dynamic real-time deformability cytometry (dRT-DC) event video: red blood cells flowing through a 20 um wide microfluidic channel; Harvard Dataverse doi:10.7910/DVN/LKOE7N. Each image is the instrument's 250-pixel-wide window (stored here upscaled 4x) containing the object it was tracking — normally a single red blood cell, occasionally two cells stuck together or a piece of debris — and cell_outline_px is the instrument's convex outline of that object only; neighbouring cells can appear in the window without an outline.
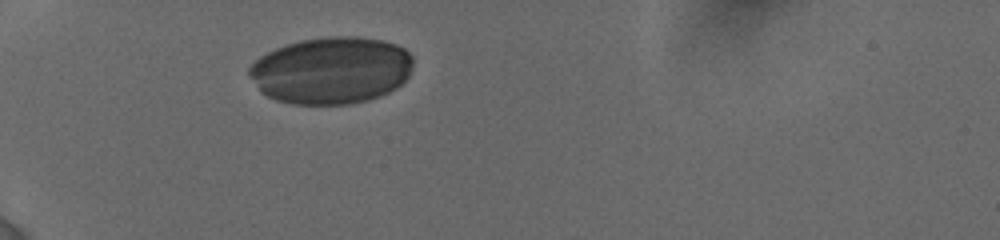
{"species": "human", "species_latin": "Homo sapiens", "temperature_condition": "cold", "stored_images_in_passage": 11, "camera_frame_rate_fps": 3000, "um_per_image_px": 0.085, "donor": {"sex": "female"}, "frame": {"image": 1, "passage_image": 1, "time_ms": 0.0, "image_size_px": [1000, 240], "cell_outline_px": [[412, 68], [408, 76], [396, 88], [380, 96], [368, 100], [348, 104], [292, 104], [276, 100], [260, 92], [248, 76], [248, 68], [260, 56], [276, 48], [300, 40], [328, 36], [356, 36], [384, 40], [396, 44], [404, 48], [412, 56]], "centroid_in_image_um": [28.14, 5.98], "position_along_channel_um": 56.9, "area_um2": 64.33}}